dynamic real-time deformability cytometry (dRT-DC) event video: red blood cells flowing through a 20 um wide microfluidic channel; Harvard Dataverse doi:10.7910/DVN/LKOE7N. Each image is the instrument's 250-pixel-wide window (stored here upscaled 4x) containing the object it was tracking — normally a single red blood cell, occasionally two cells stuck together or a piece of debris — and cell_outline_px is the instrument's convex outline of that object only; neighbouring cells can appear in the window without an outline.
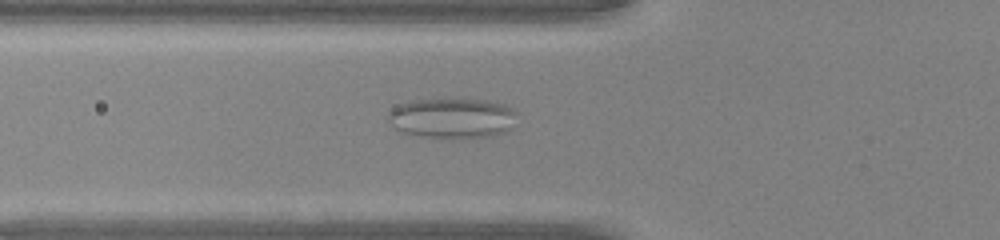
{"species": "common noctule bat (a hibernating species)", "species_latin": "Nyctalus noctula", "temperature_condition": "warm", "stored_images_in_passage": 47, "camera_frame_rate_fps": 3000, "um_per_image_px": 0.085, "animal": {"sex": "male", "body_mass_g": 20.0, "forearm_length_mm": 53.3}, "frame": {"image": 1, "passage_image": 18, "time_ms": 5.667, "image_size_px": [1000, 240], "cell_outline_px": [[520, 112], [512, 128], [508, 132], [496, 136], [460, 140], [436, 140], [400, 132], [388, 120], [388, 112], [392, 108], [408, 100], [464, 96], [488, 100], [508, 104]], "centroid_in_image_um": [38.53, 10.04], "position_along_channel_um": 87.3, "area_um2": 32.83}}
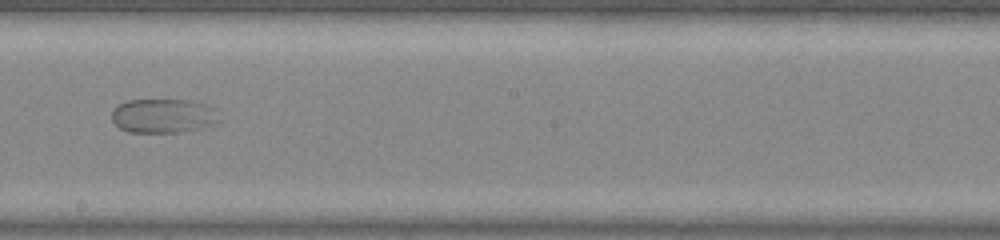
{"frame": {"image": 2, "passage_image": 28, "time_ms": 9.0, "image_size_px": [1000, 240], "cell_outline_px": [[220, 120], [216, 124], [200, 128], [176, 132], [128, 132], [120, 128], [112, 120], [112, 112], [120, 104], [128, 100], [188, 100], [204, 104], [216, 108]], "centroid_in_image_um": [13.92, 9.85], "position_along_channel_um": 234.3, "area_um2": 21.33}}
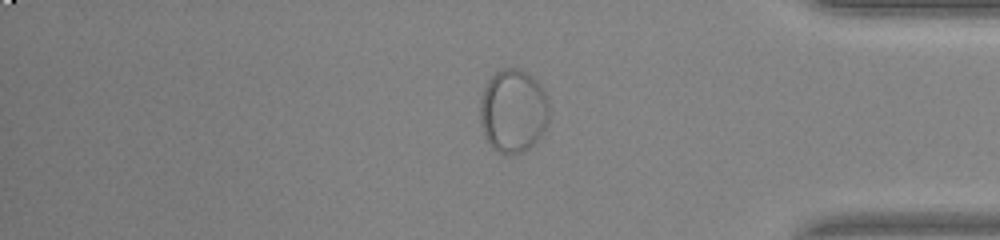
{"frame": {"image": 3, "passage_image": 40, "time_ms": 13.0, "image_size_px": [1000, 240], "cell_outline_px": [[548, 124], [540, 136], [524, 152], [512, 156], [504, 156], [492, 148], [484, 136], [480, 120], [480, 104], [484, 88], [488, 80], [496, 72], [504, 68], [516, 68], [532, 76], [540, 84], [548, 96]], "centroid_in_image_um": [43.62, 9.46], "position_along_channel_um": 391.6, "area_um2": 33.93}}